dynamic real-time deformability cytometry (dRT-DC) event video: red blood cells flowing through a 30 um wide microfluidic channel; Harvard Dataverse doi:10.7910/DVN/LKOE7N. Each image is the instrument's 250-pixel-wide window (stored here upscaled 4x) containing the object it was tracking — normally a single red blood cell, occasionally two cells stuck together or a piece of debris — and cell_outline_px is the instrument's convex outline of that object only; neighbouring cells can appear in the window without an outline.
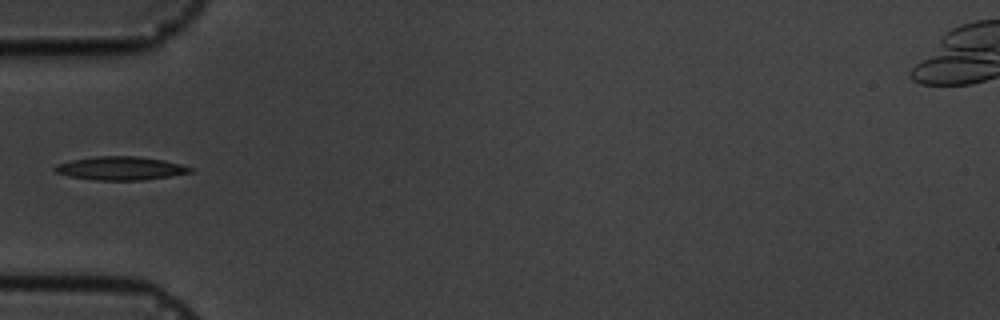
{"species": "common noctule bat (a hibernating species)", "species_latin": "Nyctalus noctula", "temperature_condition": "cold", "stored_images_in_passage": 4, "camera_frame_rate_fps": 3000, "um_per_image_px": 0.085, "animal": {"sex": "male", "body_mass_g": 19.5, "forearm_length_mm": 54.6}, "frame": {"image": 1, "passage_image": 1, "time_ms": 0.0, "image_size_px": [1000, 320], "cell_outline_px": [[196, 172], [172, 176], [144, 180], [96, 180], [72, 176], [56, 172], [52, 168], [56, 164], [72, 160], [96, 156], [136, 156], [164, 160], [196, 168]], "centroid_in_image_um": [10.34, 14.3], "position_along_channel_um": 74.7, "area_um2": 18.61}}
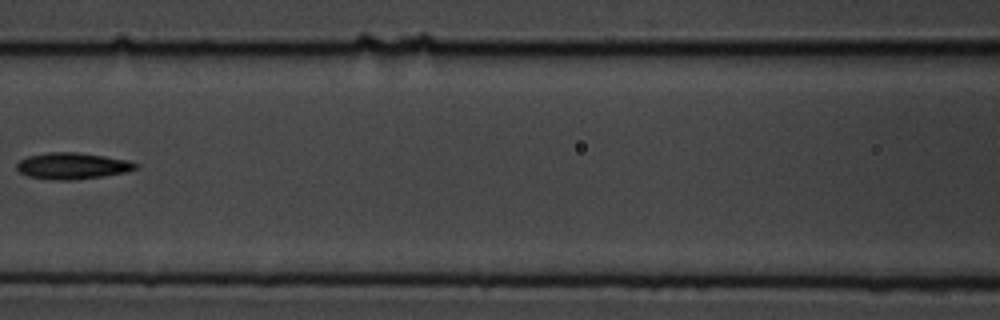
{"frame": {"image": 2, "passage_image": 3, "time_ms": 2.333, "image_size_px": [1000, 320], "cell_outline_px": [[140, 168], [128, 172], [104, 176], [72, 180], [52, 180], [28, 176], [20, 172], [16, 168], [16, 164], [20, 160], [28, 156], [48, 152], [76, 152], [104, 156], [128, 160], [140, 164]], "centroid_in_image_um": [6.2, 14.1], "position_along_channel_um": 160.4, "area_um2": 18.5}}
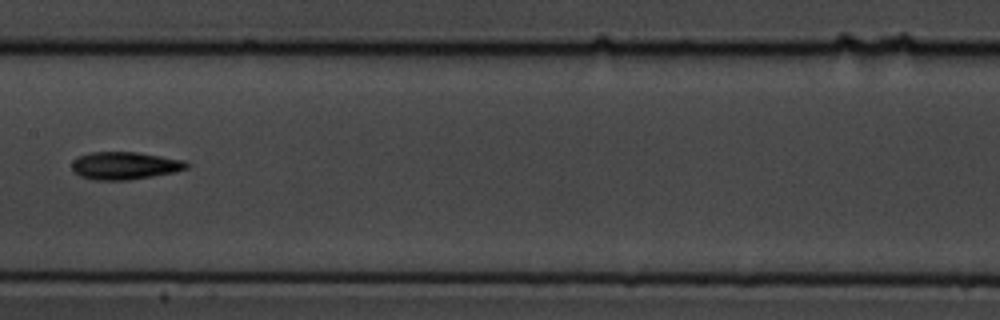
{"frame": {"image": 3, "passage_image": 4, "time_ms": 3.333, "image_size_px": [1000, 320], "cell_outline_px": [[188, 168], [172, 172], [152, 176], [128, 180], [96, 180], [80, 176], [72, 172], [72, 160], [80, 156], [92, 152], [136, 152], [184, 160], [188, 164]], "centroid_in_image_um": [10.56, 14.08], "position_along_channel_um": 196.8, "area_um2": 18.32}}